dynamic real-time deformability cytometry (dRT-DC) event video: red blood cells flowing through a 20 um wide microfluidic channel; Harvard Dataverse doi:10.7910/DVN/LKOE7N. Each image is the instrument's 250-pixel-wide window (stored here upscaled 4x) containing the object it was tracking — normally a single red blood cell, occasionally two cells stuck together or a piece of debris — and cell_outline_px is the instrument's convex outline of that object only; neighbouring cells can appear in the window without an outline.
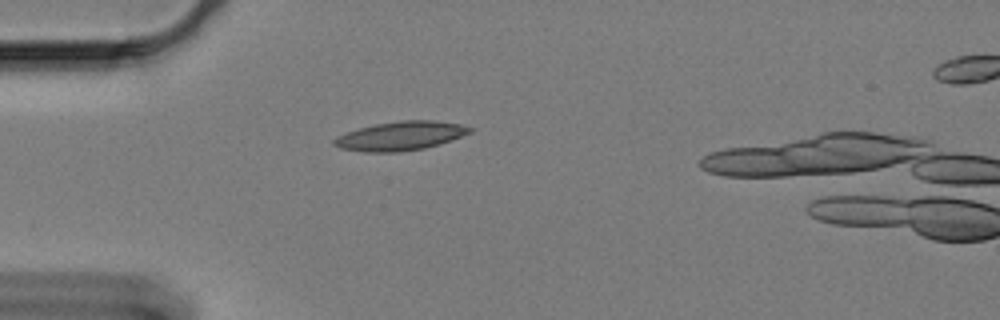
{"species": "Egyptian fruit bat (a non-hibernating species)", "species_latin": "Rousettus aegyptiacus", "temperature_condition": "cold", "stored_images_in_passage": 40, "camera_frame_rate_fps": 3000, "um_per_image_px": 0.085, "animal": {"sex": "female"}, "frame": {"image": 1, "passage_image": 1, "time_ms": 0.0, "image_size_px": [1000, 320], "cell_outline_px": [[472, 132], [424, 148], [400, 152], [364, 152], [340, 148], [332, 144], [332, 140], [336, 136], [360, 128], [376, 124], [400, 120], [432, 120], [460, 124], [472, 128]], "centroid_in_image_um": [33.99, 11.55], "position_along_channel_um": 51.0, "area_um2": 22.6}}
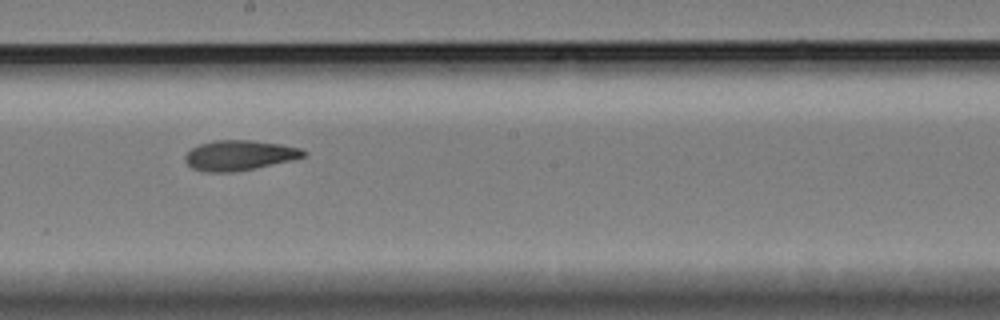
{"frame": {"image": 2, "passage_image": 18, "time_ms": 5.667, "image_size_px": [1000, 320], "cell_outline_px": [[308, 156], [252, 168], [232, 172], [204, 172], [192, 168], [184, 160], [184, 156], [192, 148], [200, 144], [216, 140], [252, 140], [280, 144], [300, 148], [308, 152]], "centroid_in_image_um": [20.33, 13.19], "position_along_channel_um": 227.9, "area_um2": 20.58}}
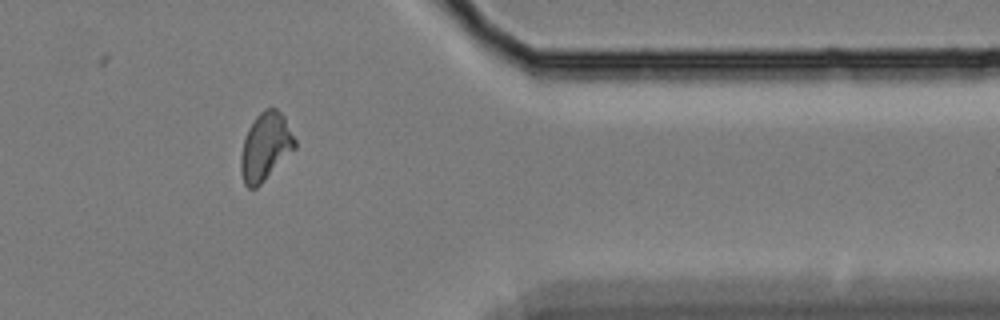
{"frame": {"image": 3, "passage_image": 34, "time_ms": 11.0, "image_size_px": [1000, 320], "cell_outline_px": [[296, 148], [256, 188], [248, 188], [244, 184], [240, 172], [240, 156], [244, 140], [248, 128], [256, 116], [264, 108], [276, 108], [284, 116], [296, 140]], "centroid_in_image_um": [22.55, 12.46], "position_along_channel_um": 388.8, "area_um2": 21.33}, "authors_computed_cell_mechanics": {"area_um2": 20.6057, "velocity_mm_per_s": 3.3125, "shape_relaxation_time_tau1_ms": null, "shape_relaxation_time_tau2_ms": 3.7696, "deformation_change_tau1": null, "deformation_change_tau2": 0.0997}}